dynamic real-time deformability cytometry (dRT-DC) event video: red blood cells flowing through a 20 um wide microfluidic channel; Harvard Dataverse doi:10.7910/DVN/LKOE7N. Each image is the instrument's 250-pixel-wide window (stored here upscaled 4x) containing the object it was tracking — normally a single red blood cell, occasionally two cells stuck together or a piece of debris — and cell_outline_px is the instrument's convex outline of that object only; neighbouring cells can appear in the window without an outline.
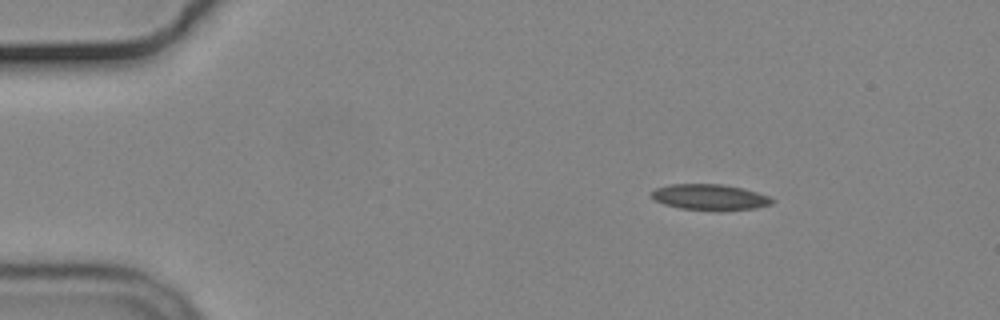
{"species": "common noctule bat (a hibernating species)", "species_latin": "Nyctalus noctula", "temperature_condition": "cold", "stored_images_in_passage": 48, "camera_frame_rate_fps": 3000, "um_per_image_px": 0.085, "animal": {"sex": "male", "body_mass_g": 19.2, "forearm_length_mm": 51.8}, "frame": {"image": 1, "passage_image": 1, "time_ms": 0.0, "image_size_px": [1000, 320], "cell_outline_px": [[776, 200], [772, 204], [756, 208], [680, 208], [664, 204], [656, 200], [648, 192], [656, 188], [672, 184], [720, 184], [740, 188], [772, 196]], "centroid_in_image_um": [60.33, 16.71], "position_along_channel_um": 24.7, "area_um2": 17.4}}
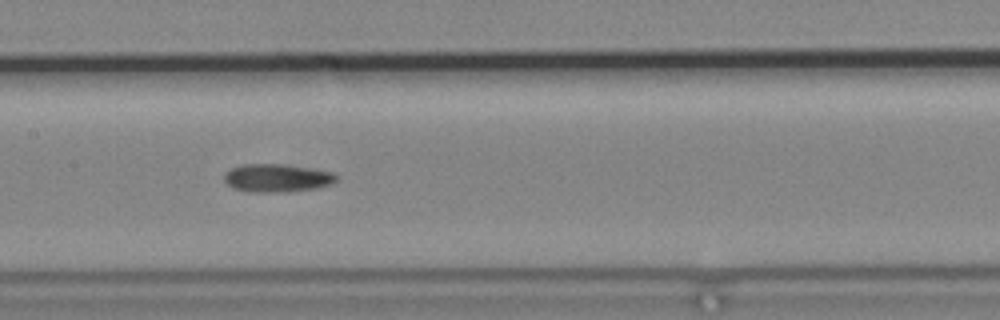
{"frame": {"image": 2, "passage_image": 20, "time_ms": 6.333, "image_size_px": [1000, 320], "cell_outline_px": [[340, 176], [332, 184], [316, 188], [276, 192], [248, 192], [232, 188], [224, 180], [224, 172], [232, 168], [244, 164], [280, 164], [308, 168], [332, 172]], "centroid_in_image_um": [23.52, 15.13], "position_along_channel_um": 183.9, "area_um2": 18.26}}
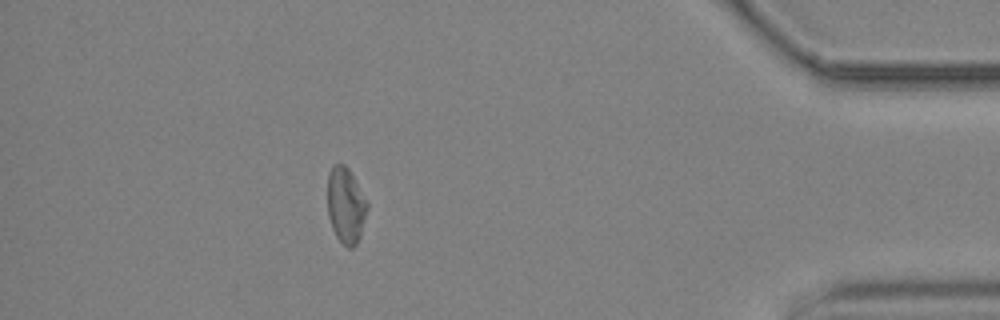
{"frame": {"image": 3, "passage_image": 42, "time_ms": 13.667, "image_size_px": [1000, 320], "cell_outline_px": [[368, 208], [360, 236], [356, 244], [352, 248], [348, 248], [336, 236], [332, 228], [328, 216], [328, 172], [332, 164], [344, 164], [348, 168], [368, 200]], "centroid_in_image_um": [29.4, 17.43], "position_along_channel_um": 405.8, "area_um2": 17.69}, "authors_computed_cell_mechanics": {"area_um2": 17.8024, "velocity_mm_per_s": 3.6937, "shape_relaxation_time_tau1_ms": null, "shape_relaxation_time_tau2_ms": 9.0037, "deformation_change_tau1": null, "deformation_change_tau2": 0.1745}}